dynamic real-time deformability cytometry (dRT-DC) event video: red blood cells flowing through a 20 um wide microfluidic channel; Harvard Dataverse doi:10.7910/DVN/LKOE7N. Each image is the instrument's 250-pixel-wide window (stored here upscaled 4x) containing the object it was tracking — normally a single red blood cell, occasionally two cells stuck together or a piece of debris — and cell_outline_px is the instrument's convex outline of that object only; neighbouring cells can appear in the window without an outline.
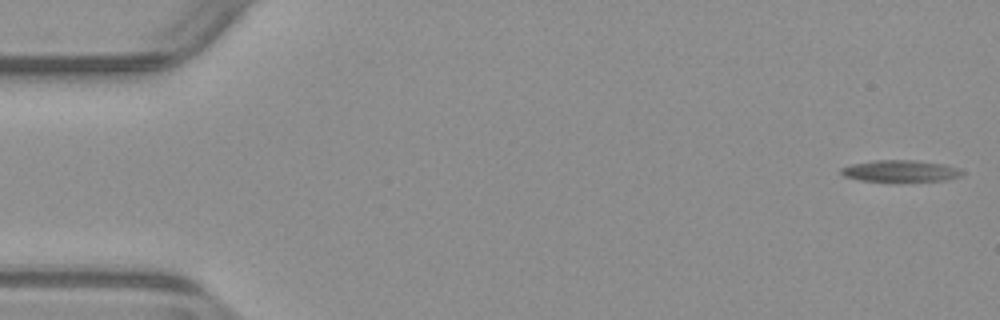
{"species": "common noctule bat (a hibernating species)", "species_latin": "Nyctalus noctula", "temperature_condition": "warm", "stored_images_in_passage": 53, "camera_frame_rate_fps": 3000, "um_per_image_px": 0.085, "animal": {"sex": "male", "body_mass_g": 23.1, "forearm_length_mm": 52.7}, "frame": {"image": 1, "passage_image": 1, "time_ms": 0.0, "image_size_px": [1000, 320], "cell_outline_px": [[964, 172], [956, 176], [944, 180], [860, 180], [844, 176], [840, 172], [840, 168], [852, 164], [876, 160], [912, 160], [940, 164], [960, 168]], "centroid_in_image_um": [76.47, 14.51], "position_along_channel_um": 8.5, "area_um2": 14.57}}
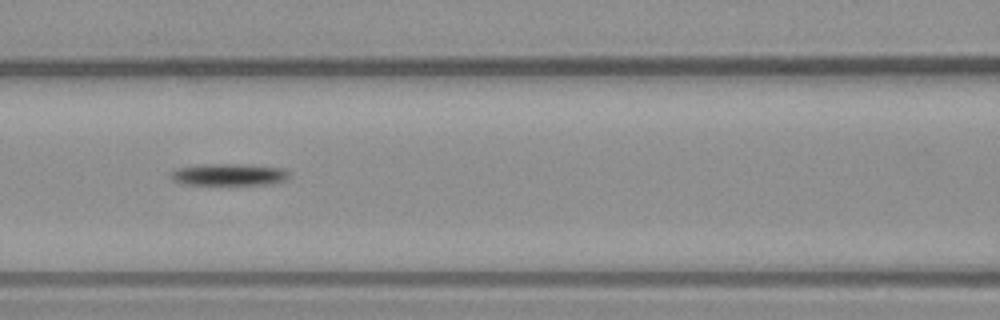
{"frame": {"image": 2, "passage_image": 23, "time_ms": 7.333, "image_size_px": [1000, 320], "cell_outline_px": [[288, 176], [284, 180], [272, 184], [188, 184], [172, 180], [168, 176], [172, 172], [180, 168], [216, 164], [236, 164], [284, 168], [288, 172]], "centroid_in_image_um": [19.49, 14.85], "position_along_channel_um": 147.1, "area_um2": 14.57}}
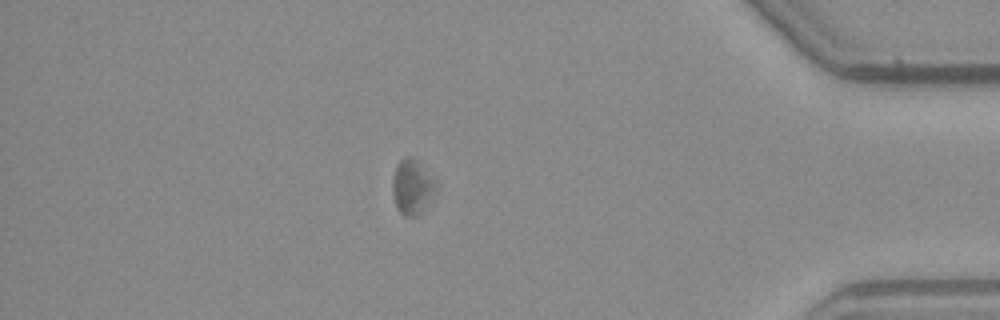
{"frame": {"image": 3, "passage_image": 46, "time_ms": 15.0, "image_size_px": [1000, 320], "cell_outline_px": [[440, 184], [436, 192], [416, 216], [404, 216], [396, 208], [392, 192], [392, 180], [396, 164], [400, 160], [408, 156], [436, 180]], "centroid_in_image_um": [35.02, 15.91], "position_along_channel_um": 400.2, "area_um2": 13.64}, "authors_computed_cell_mechanics": {"area_um2": 14.5656, "velocity_mm_per_s": 3.8488, "shape_relaxation_time_tau1_ms": 2.7516, "shape_relaxation_time_tau2_ms": null, "deformation_change_tau1": 0.072, "deformation_change_tau2": null}}